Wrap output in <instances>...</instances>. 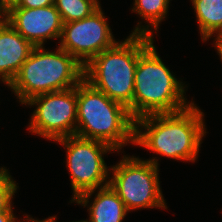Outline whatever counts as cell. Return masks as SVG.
I'll return each mask as SVG.
<instances>
[{
  "instance_id": "4fadbf2b",
  "label": "cell",
  "mask_w": 222,
  "mask_h": 222,
  "mask_svg": "<svg viewBox=\"0 0 222 222\" xmlns=\"http://www.w3.org/2000/svg\"><path fill=\"white\" fill-rule=\"evenodd\" d=\"M202 41L222 42V0H191Z\"/></svg>"
},
{
  "instance_id": "3957f363",
  "label": "cell",
  "mask_w": 222,
  "mask_h": 222,
  "mask_svg": "<svg viewBox=\"0 0 222 222\" xmlns=\"http://www.w3.org/2000/svg\"><path fill=\"white\" fill-rule=\"evenodd\" d=\"M135 119L129 109L111 100L84 79L77 85V124L75 135L109 144L119 153L134 144Z\"/></svg>"
},
{
  "instance_id": "52a82bcc",
  "label": "cell",
  "mask_w": 222,
  "mask_h": 222,
  "mask_svg": "<svg viewBox=\"0 0 222 222\" xmlns=\"http://www.w3.org/2000/svg\"><path fill=\"white\" fill-rule=\"evenodd\" d=\"M56 142L66 149V167L73 191L70 203L85 192L109 185L110 168L105 163L104 155L115 152L113 147L99 140L76 135L58 139Z\"/></svg>"
},
{
  "instance_id": "44dd1931",
  "label": "cell",
  "mask_w": 222,
  "mask_h": 222,
  "mask_svg": "<svg viewBox=\"0 0 222 222\" xmlns=\"http://www.w3.org/2000/svg\"><path fill=\"white\" fill-rule=\"evenodd\" d=\"M6 21V14L4 8L0 7V27Z\"/></svg>"
},
{
  "instance_id": "8fae6325",
  "label": "cell",
  "mask_w": 222,
  "mask_h": 222,
  "mask_svg": "<svg viewBox=\"0 0 222 222\" xmlns=\"http://www.w3.org/2000/svg\"><path fill=\"white\" fill-rule=\"evenodd\" d=\"M34 46L7 21L0 27V81L8 86L16 77Z\"/></svg>"
},
{
  "instance_id": "7402d4cb",
  "label": "cell",
  "mask_w": 222,
  "mask_h": 222,
  "mask_svg": "<svg viewBox=\"0 0 222 222\" xmlns=\"http://www.w3.org/2000/svg\"><path fill=\"white\" fill-rule=\"evenodd\" d=\"M214 47L216 48L217 54L219 55V57L221 59L220 61L222 62V42L214 44Z\"/></svg>"
},
{
  "instance_id": "277c9868",
  "label": "cell",
  "mask_w": 222,
  "mask_h": 222,
  "mask_svg": "<svg viewBox=\"0 0 222 222\" xmlns=\"http://www.w3.org/2000/svg\"><path fill=\"white\" fill-rule=\"evenodd\" d=\"M187 86L178 80L157 53L154 42L139 56L134 78L133 118L174 113L191 103Z\"/></svg>"
},
{
  "instance_id": "7c38bea8",
  "label": "cell",
  "mask_w": 222,
  "mask_h": 222,
  "mask_svg": "<svg viewBox=\"0 0 222 222\" xmlns=\"http://www.w3.org/2000/svg\"><path fill=\"white\" fill-rule=\"evenodd\" d=\"M95 191H97L96 197L92 201L91 197ZM74 202L83 207L87 206L89 212L87 222H122L129 213L123 201L110 185L85 192Z\"/></svg>"
},
{
  "instance_id": "d6986e66",
  "label": "cell",
  "mask_w": 222,
  "mask_h": 222,
  "mask_svg": "<svg viewBox=\"0 0 222 222\" xmlns=\"http://www.w3.org/2000/svg\"><path fill=\"white\" fill-rule=\"evenodd\" d=\"M18 220L19 219H17L15 222H49V217L43 220H38V219H34L33 217L31 218L30 215H25L24 219H21L23 221H18Z\"/></svg>"
},
{
  "instance_id": "30bf717a",
  "label": "cell",
  "mask_w": 222,
  "mask_h": 222,
  "mask_svg": "<svg viewBox=\"0 0 222 222\" xmlns=\"http://www.w3.org/2000/svg\"><path fill=\"white\" fill-rule=\"evenodd\" d=\"M6 21L33 46L59 41L63 21L55 5L41 8L6 7Z\"/></svg>"
},
{
  "instance_id": "ac0fdd59",
  "label": "cell",
  "mask_w": 222,
  "mask_h": 222,
  "mask_svg": "<svg viewBox=\"0 0 222 222\" xmlns=\"http://www.w3.org/2000/svg\"><path fill=\"white\" fill-rule=\"evenodd\" d=\"M13 206L7 211L0 213V222H15L18 217L14 215Z\"/></svg>"
},
{
  "instance_id": "9c48e42d",
  "label": "cell",
  "mask_w": 222,
  "mask_h": 222,
  "mask_svg": "<svg viewBox=\"0 0 222 222\" xmlns=\"http://www.w3.org/2000/svg\"><path fill=\"white\" fill-rule=\"evenodd\" d=\"M104 14L100 6L84 19L63 23L58 47L84 67L99 53L118 42Z\"/></svg>"
},
{
  "instance_id": "ffe728a7",
  "label": "cell",
  "mask_w": 222,
  "mask_h": 222,
  "mask_svg": "<svg viewBox=\"0 0 222 222\" xmlns=\"http://www.w3.org/2000/svg\"><path fill=\"white\" fill-rule=\"evenodd\" d=\"M15 2L16 0H0V7L5 9L6 7H8L9 5Z\"/></svg>"
},
{
  "instance_id": "cb8c5ba5",
  "label": "cell",
  "mask_w": 222,
  "mask_h": 222,
  "mask_svg": "<svg viewBox=\"0 0 222 222\" xmlns=\"http://www.w3.org/2000/svg\"><path fill=\"white\" fill-rule=\"evenodd\" d=\"M7 170H8V169H7L6 167H4V166L1 167V168H0V175L3 174V173H5Z\"/></svg>"
},
{
  "instance_id": "7a4b0ae2",
  "label": "cell",
  "mask_w": 222,
  "mask_h": 222,
  "mask_svg": "<svg viewBox=\"0 0 222 222\" xmlns=\"http://www.w3.org/2000/svg\"><path fill=\"white\" fill-rule=\"evenodd\" d=\"M154 37L130 34L94 57L84 67V80L127 107L133 117L134 78L139 56Z\"/></svg>"
},
{
  "instance_id": "603a6c76",
  "label": "cell",
  "mask_w": 222,
  "mask_h": 222,
  "mask_svg": "<svg viewBox=\"0 0 222 222\" xmlns=\"http://www.w3.org/2000/svg\"><path fill=\"white\" fill-rule=\"evenodd\" d=\"M56 216H49V222H56L57 220H56ZM72 222H74V221H72ZM75 222H87L86 220H80V221H75Z\"/></svg>"
},
{
  "instance_id": "e0dca14e",
  "label": "cell",
  "mask_w": 222,
  "mask_h": 222,
  "mask_svg": "<svg viewBox=\"0 0 222 222\" xmlns=\"http://www.w3.org/2000/svg\"><path fill=\"white\" fill-rule=\"evenodd\" d=\"M53 4L54 0H16L15 3L8 7L41 8Z\"/></svg>"
},
{
  "instance_id": "5bb4252c",
  "label": "cell",
  "mask_w": 222,
  "mask_h": 222,
  "mask_svg": "<svg viewBox=\"0 0 222 222\" xmlns=\"http://www.w3.org/2000/svg\"><path fill=\"white\" fill-rule=\"evenodd\" d=\"M132 12L140 15L145 24L138 22L131 34L146 35L153 37L155 29L159 28V24L166 18L171 0H133Z\"/></svg>"
},
{
  "instance_id": "2e32d148",
  "label": "cell",
  "mask_w": 222,
  "mask_h": 222,
  "mask_svg": "<svg viewBox=\"0 0 222 222\" xmlns=\"http://www.w3.org/2000/svg\"><path fill=\"white\" fill-rule=\"evenodd\" d=\"M7 170L0 175V213L7 212L13 205V197L19 186Z\"/></svg>"
},
{
  "instance_id": "8992f818",
  "label": "cell",
  "mask_w": 222,
  "mask_h": 222,
  "mask_svg": "<svg viewBox=\"0 0 222 222\" xmlns=\"http://www.w3.org/2000/svg\"><path fill=\"white\" fill-rule=\"evenodd\" d=\"M159 158L142 160L126 156L110 167L109 185L130 211L138 209H167L159 181ZM112 173V175H111Z\"/></svg>"
},
{
  "instance_id": "ba28073f",
  "label": "cell",
  "mask_w": 222,
  "mask_h": 222,
  "mask_svg": "<svg viewBox=\"0 0 222 222\" xmlns=\"http://www.w3.org/2000/svg\"><path fill=\"white\" fill-rule=\"evenodd\" d=\"M25 106L36 107L32 112L28 129L47 140L74 136L77 124V86L57 92L37 95Z\"/></svg>"
},
{
  "instance_id": "5b68a950",
  "label": "cell",
  "mask_w": 222,
  "mask_h": 222,
  "mask_svg": "<svg viewBox=\"0 0 222 222\" xmlns=\"http://www.w3.org/2000/svg\"><path fill=\"white\" fill-rule=\"evenodd\" d=\"M34 46L16 77L8 85L20 104L50 92L76 87L84 79V66L63 49Z\"/></svg>"
},
{
  "instance_id": "9a60e30c",
  "label": "cell",
  "mask_w": 222,
  "mask_h": 222,
  "mask_svg": "<svg viewBox=\"0 0 222 222\" xmlns=\"http://www.w3.org/2000/svg\"><path fill=\"white\" fill-rule=\"evenodd\" d=\"M54 5L63 23L84 19L101 6L99 0H54Z\"/></svg>"
},
{
  "instance_id": "6da1fadb",
  "label": "cell",
  "mask_w": 222,
  "mask_h": 222,
  "mask_svg": "<svg viewBox=\"0 0 222 222\" xmlns=\"http://www.w3.org/2000/svg\"><path fill=\"white\" fill-rule=\"evenodd\" d=\"M194 101L174 113L150 114L135 120L134 145L174 160L195 162L206 135L204 112Z\"/></svg>"
}]
</instances>
